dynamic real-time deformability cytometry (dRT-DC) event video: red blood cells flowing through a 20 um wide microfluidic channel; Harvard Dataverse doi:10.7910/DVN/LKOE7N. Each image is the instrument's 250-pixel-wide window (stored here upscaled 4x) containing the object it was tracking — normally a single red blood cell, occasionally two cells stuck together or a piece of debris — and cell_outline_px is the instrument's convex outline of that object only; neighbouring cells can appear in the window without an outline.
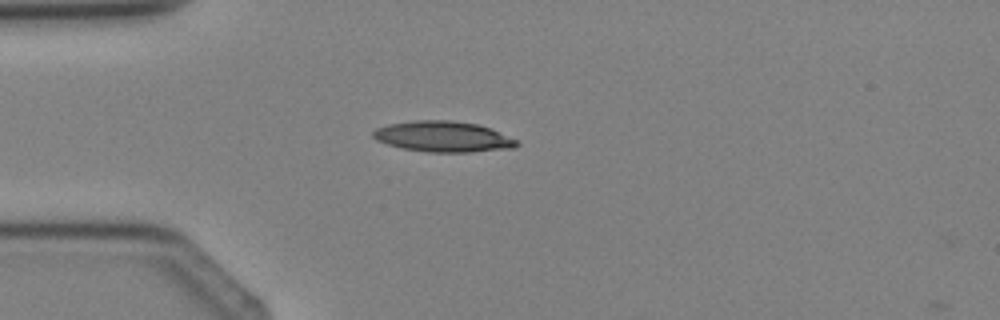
{"species": "Egyptian fruit bat (a non-hibernating species)", "species_latin": "Rousettus aegyptiacus", "temperature_condition": "cold", "stored_images_in_passage": 2, "camera_frame_rate_fps": 3000, "um_per_image_px": 0.085, "animal": {"sex": "female"}, "frame": {"image": 1, "passage_image": 1, "time_ms": 0.0, "image_size_px": [1000, 320], "cell_outline_px": [[520, 144], [512, 148], [472, 152], [428, 152], [400, 148], [376, 140], [372, 136], [372, 132], [376, 128], [388, 124], [416, 120], [452, 120], [476, 124], [488, 128], [520, 140]], "centroid_in_image_um": [37.66, 11.61], "position_along_channel_um": 47.3, "area_um2": 25.78}}